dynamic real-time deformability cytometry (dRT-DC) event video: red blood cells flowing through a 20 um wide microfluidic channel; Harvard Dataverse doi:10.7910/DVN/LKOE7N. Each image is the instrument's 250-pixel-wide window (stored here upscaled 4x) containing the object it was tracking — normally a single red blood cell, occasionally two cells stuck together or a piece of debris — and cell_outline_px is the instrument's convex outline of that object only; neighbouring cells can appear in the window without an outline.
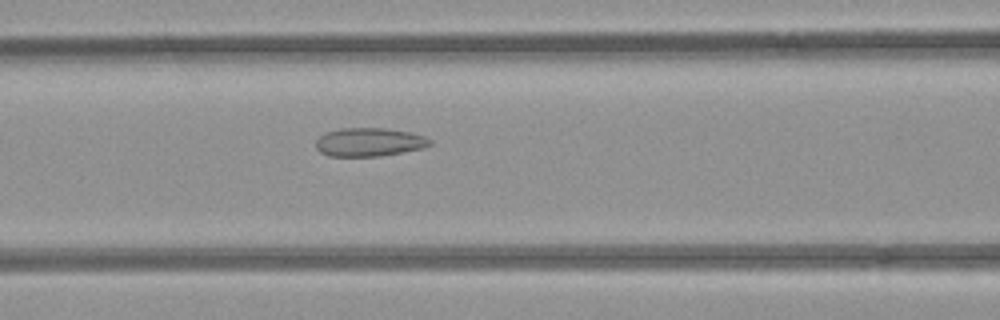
{"species": "common noctule bat (a hibernating species)", "species_latin": "Nyctalus noctula", "temperature_condition": "room temperature", "stored_images_in_passage": 53, "camera_frame_rate_fps": 3000, "um_per_image_px": 0.085, "animal": {"sex": "female", "body_mass_g": 21.9}, "frame": {"image": 1, "passage_image": 22, "time_ms": 7.0, "image_size_px": [1000, 320], "cell_outline_px": [[432, 144], [424, 148], [380, 156], [328, 156], [320, 152], [316, 148], [316, 140], [320, 136], [328, 132], [340, 128], [384, 128], [408, 132], [424, 136], [432, 140]], "centroid_in_image_um": [31.39, 12.08], "position_along_channel_um": 135.2, "area_um2": 18.9}}
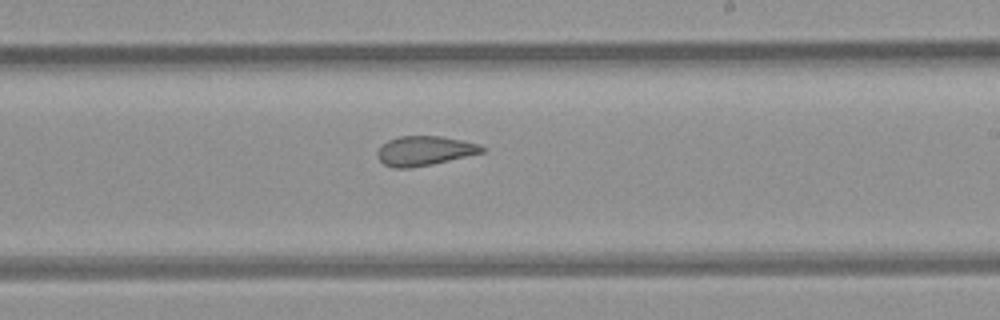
{"frame": {"image": 2, "passage_image": 31, "time_ms": 10.0, "image_size_px": [1000, 320], "cell_outline_px": [[484, 152], [432, 164], [412, 168], [392, 168], [384, 164], [376, 156], [376, 152], [388, 140], [400, 136], [440, 136], [480, 144], [484, 148]], "centroid_in_image_um": [36.06, 12.82], "position_along_channel_um": 252.9, "area_um2": 17.86}}
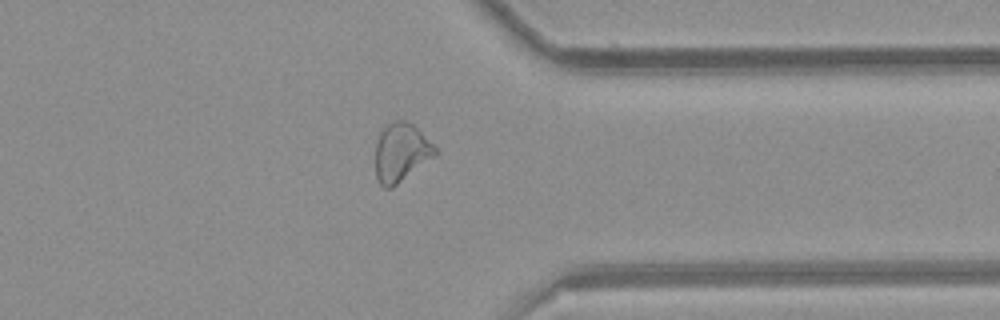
{"frame": {"image": 3, "passage_image": 41, "time_ms": 13.333, "image_size_px": [1000, 320], "cell_outline_px": [[440, 152], [436, 156], [392, 188], [384, 188], [380, 184], [376, 176], [376, 144], [380, 132], [392, 120], [404, 120], [412, 124]], "centroid_in_image_um": [34.1, 12.97], "position_along_channel_um": 377.3, "area_um2": 20.29}, "authors_computed_cell_mechanics": {"area_um2": 21.386, "velocity_mm_per_s": 3.923, "shape_relaxation_time_tau1_ms": null, "shape_relaxation_time_tau2_ms": 1.7804, "deformation_change_tau1": null, "deformation_change_tau2": 0.0884}}